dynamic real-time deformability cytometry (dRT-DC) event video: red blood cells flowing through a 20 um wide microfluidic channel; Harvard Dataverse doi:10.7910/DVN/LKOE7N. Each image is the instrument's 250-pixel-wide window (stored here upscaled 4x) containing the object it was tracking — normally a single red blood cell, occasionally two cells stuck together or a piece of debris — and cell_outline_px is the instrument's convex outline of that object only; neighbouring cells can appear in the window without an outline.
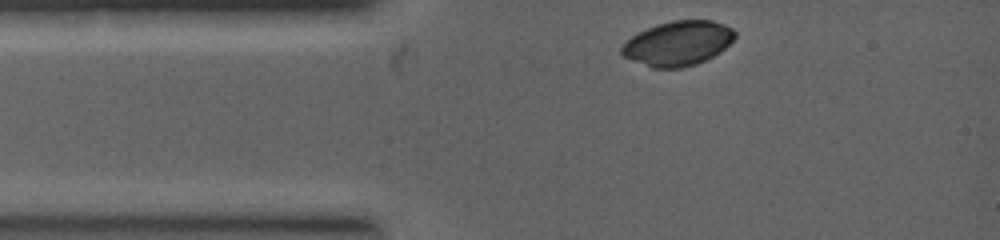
{"species": "common noctule bat (a hibernating species)", "species_latin": "Nyctalus noctula", "temperature_condition": "warm", "stored_images_in_passage": 28, "camera_frame_rate_fps": 5000, "um_per_image_px": 0.085, "animal": {"sex": "female", "body_mass_g": 19.0, "forearm_length_mm": 53.3}, "frame": {"image": 1, "passage_image": 1, "time_ms": 0.0, "image_size_px": [1000, 240], "cell_outline_px": [[736, 36], [720, 52], [696, 64], [680, 68], [652, 68], [624, 56], [620, 52], [620, 48], [632, 36], [648, 28], [672, 20], [712, 20], [724, 24], [732, 28], [736, 32]], "centroid_in_image_um": [57.64, 3.68], "position_along_channel_um": 27.4, "area_um2": 29.07}}
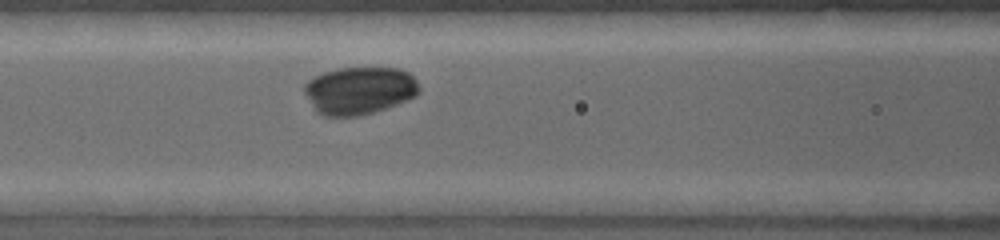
{"frame": {"image": 2, "passage_image": 9, "time_ms": 2.0, "image_size_px": [1000, 240], "cell_outline_px": [[420, 88], [412, 96], [404, 100], [384, 108], [372, 112], [356, 116], [324, 116], [316, 112], [304, 92], [304, 84], [308, 80], [324, 72], [340, 68], [400, 68], [408, 72], [416, 80]], "centroid_in_image_um": [30.5, 7.68], "position_along_channel_um": 136.1, "area_um2": 31.39}}
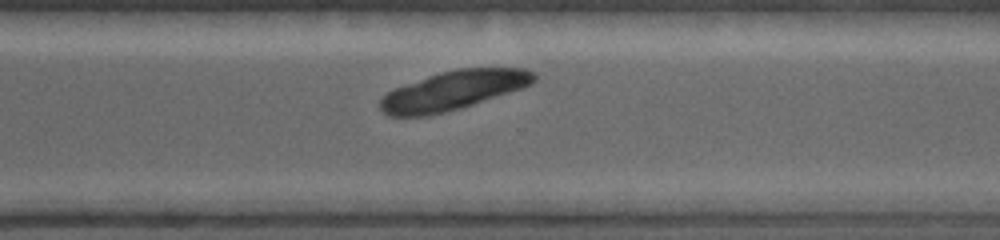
{"frame": {"image": 3, "passage_image": 23, "time_ms": 5.0, "image_size_px": [1000, 240], "cell_outline_px": [[536, 80], [532, 84], [460, 108], [444, 112], [424, 116], [388, 116], [380, 108], [380, 100], [388, 92], [404, 84], [440, 72], [460, 68], [524, 68], [532, 72], [536, 76]], "centroid_in_image_um": [38.51, 7.68], "position_along_channel_um": 332.1, "area_um2": 34.39}}